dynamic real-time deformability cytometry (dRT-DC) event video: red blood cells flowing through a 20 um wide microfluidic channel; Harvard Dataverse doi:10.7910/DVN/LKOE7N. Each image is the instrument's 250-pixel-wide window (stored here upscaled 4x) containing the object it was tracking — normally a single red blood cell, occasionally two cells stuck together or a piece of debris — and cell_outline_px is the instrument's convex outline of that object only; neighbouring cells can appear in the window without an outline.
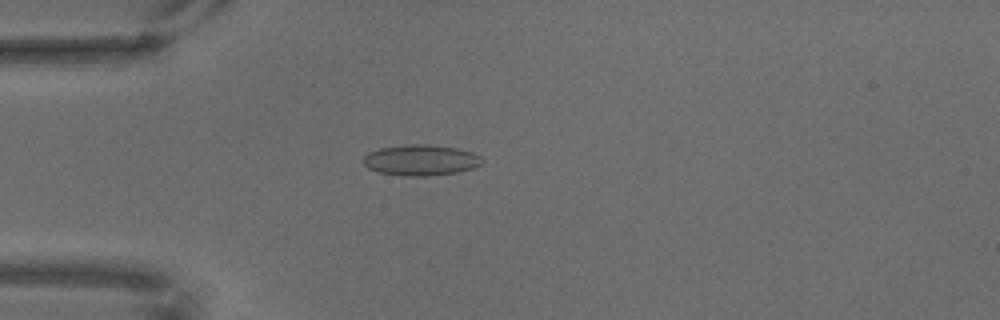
{"species": "common noctule bat (a hibernating species)", "species_latin": "Nyctalus noctula", "temperature_condition": "warm", "stored_images_in_passage": 69, "camera_frame_rate_fps": 3000, "um_per_image_px": 0.085, "animal": {"sex": "male", "body_mass_g": 18.8}, "frame": {"image": 1, "passage_image": 19, "time_ms": 6.0, "image_size_px": [1000, 320], "cell_outline_px": [[484, 160], [480, 164], [472, 168], [456, 172], [428, 176], [404, 176], [380, 172], [368, 168], [364, 164], [364, 156], [368, 152], [380, 148], [404, 144], [428, 144], [456, 148], [472, 152], [480, 156]], "centroid_in_image_um": [35.76, 13.6], "position_along_channel_um": 49.2, "area_um2": 21.27}}
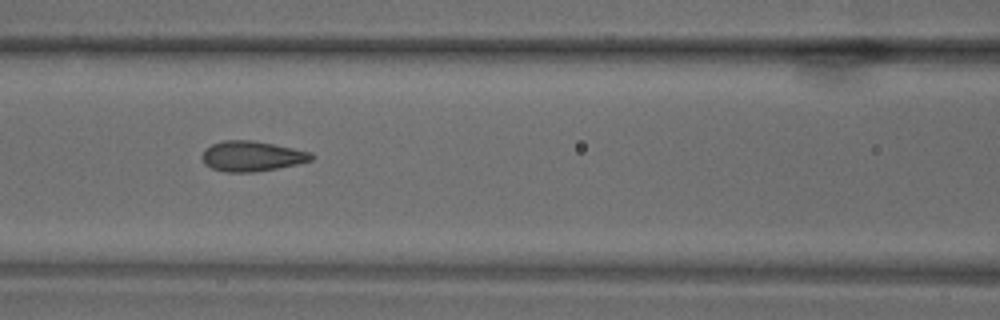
{"frame": {"image": 2, "passage_image": 30, "time_ms": 9.667, "image_size_px": [1000, 320], "cell_outline_px": [[316, 156], [312, 160], [296, 164], [276, 168], [252, 172], [224, 172], [212, 168], [204, 164], [200, 156], [204, 148], [212, 144], [224, 140], [252, 140], [312, 152]], "centroid_in_image_um": [21.37, 13.27], "position_along_channel_um": 145.2, "area_um2": 19.31}}
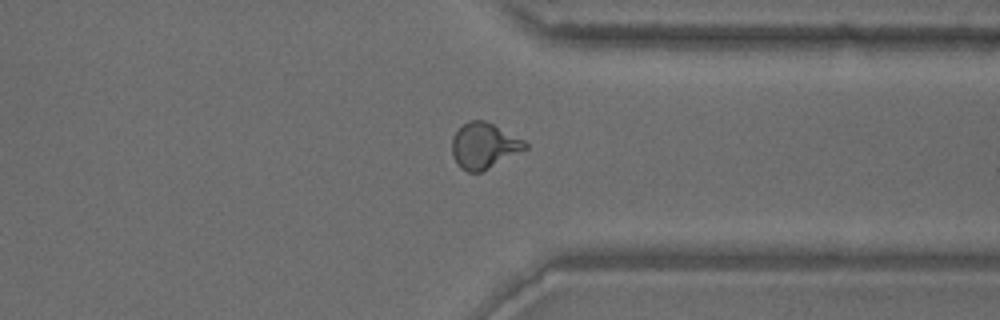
{"frame": {"image": 3, "passage_image": 53, "time_ms": 17.333, "image_size_px": [1000, 320], "cell_outline_px": [[528, 148], [480, 172], [468, 172], [460, 168], [456, 164], [452, 156], [452, 136], [468, 120], [484, 120], [524, 140], [528, 144]], "centroid_in_image_um": [41.11, 12.39], "position_along_channel_um": 370.3, "area_um2": 19.31}}